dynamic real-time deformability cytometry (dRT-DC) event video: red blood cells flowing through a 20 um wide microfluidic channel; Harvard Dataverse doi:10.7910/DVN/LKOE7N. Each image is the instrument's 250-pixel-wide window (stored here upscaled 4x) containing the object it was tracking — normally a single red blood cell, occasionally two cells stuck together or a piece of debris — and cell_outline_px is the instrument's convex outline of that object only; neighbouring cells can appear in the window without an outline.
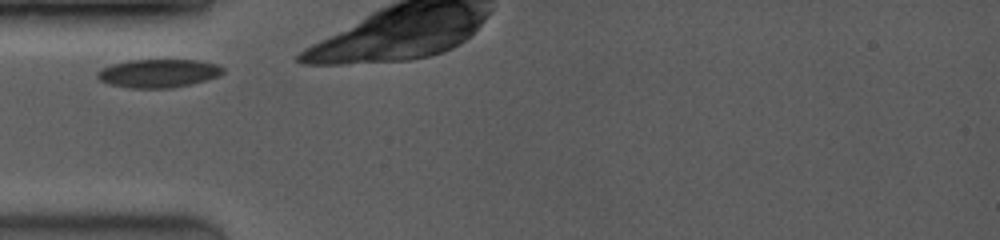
{"species": "common noctule bat (a hibernating species)", "species_latin": "Nyctalus noctula", "temperature_condition": "room temperature", "stored_images_in_passage": 17, "camera_frame_rate_fps": 3500, "um_per_image_px": 0.085, "animal": {"sex": "female", "body_mass_g": 19.0, "forearm_length_mm": 53.3}, "frame": {"image": 1, "passage_image": 1, "time_ms": 0.0, "image_size_px": [1000, 240], "cell_outline_px": [[224, 72], [220, 76], [192, 84], [172, 88], [128, 88], [108, 84], [100, 80], [96, 76], [96, 72], [100, 68], [112, 64], [128, 60], [196, 60], [216, 64], [224, 68]], "centroid_in_image_um": [13.44, 6.24], "position_along_channel_um": 71.6, "area_um2": 20.98}}
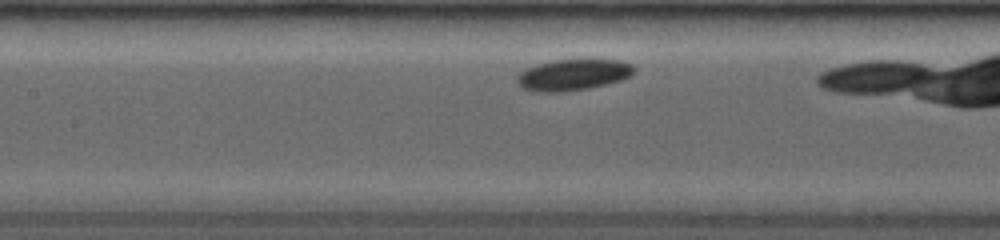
{"frame": {"image": 2, "passage_image": 6, "time_ms": 2.286, "image_size_px": [1000, 240], "cell_outline_px": [[636, 72], [632, 76], [620, 80], [588, 88], [564, 92], [536, 92], [524, 88], [516, 80], [516, 76], [524, 68], [536, 64], [556, 60], [584, 56], [592, 56], [620, 60], [632, 64], [636, 68]], "centroid_in_image_um": [48.78, 6.29], "position_along_channel_um": 158.6, "area_um2": 22.37}}